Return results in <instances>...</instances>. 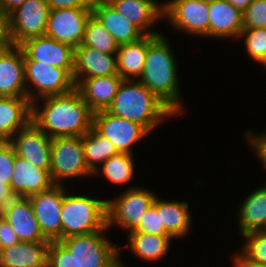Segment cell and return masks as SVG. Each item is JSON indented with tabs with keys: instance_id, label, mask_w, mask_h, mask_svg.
Wrapping results in <instances>:
<instances>
[{
	"instance_id": "obj_47",
	"label": "cell",
	"mask_w": 266,
	"mask_h": 267,
	"mask_svg": "<svg viewBox=\"0 0 266 267\" xmlns=\"http://www.w3.org/2000/svg\"><path fill=\"white\" fill-rule=\"evenodd\" d=\"M89 1L92 5H94L97 3H105V2H108L109 0H89Z\"/></svg>"
},
{
	"instance_id": "obj_33",
	"label": "cell",
	"mask_w": 266,
	"mask_h": 267,
	"mask_svg": "<svg viewBox=\"0 0 266 267\" xmlns=\"http://www.w3.org/2000/svg\"><path fill=\"white\" fill-rule=\"evenodd\" d=\"M240 38H244L248 56L263 64L266 61V28L243 29L238 39Z\"/></svg>"
},
{
	"instance_id": "obj_24",
	"label": "cell",
	"mask_w": 266,
	"mask_h": 267,
	"mask_svg": "<svg viewBox=\"0 0 266 267\" xmlns=\"http://www.w3.org/2000/svg\"><path fill=\"white\" fill-rule=\"evenodd\" d=\"M92 15L109 31L119 46L138 41L145 36L138 27L108 2L94 4Z\"/></svg>"
},
{
	"instance_id": "obj_44",
	"label": "cell",
	"mask_w": 266,
	"mask_h": 267,
	"mask_svg": "<svg viewBox=\"0 0 266 267\" xmlns=\"http://www.w3.org/2000/svg\"><path fill=\"white\" fill-rule=\"evenodd\" d=\"M232 263L233 267H266V265L261 263H255L253 261L247 260L241 253L233 256Z\"/></svg>"
},
{
	"instance_id": "obj_41",
	"label": "cell",
	"mask_w": 266,
	"mask_h": 267,
	"mask_svg": "<svg viewBox=\"0 0 266 267\" xmlns=\"http://www.w3.org/2000/svg\"><path fill=\"white\" fill-rule=\"evenodd\" d=\"M50 9L92 8L89 0H46Z\"/></svg>"
},
{
	"instance_id": "obj_17",
	"label": "cell",
	"mask_w": 266,
	"mask_h": 267,
	"mask_svg": "<svg viewBox=\"0 0 266 267\" xmlns=\"http://www.w3.org/2000/svg\"><path fill=\"white\" fill-rule=\"evenodd\" d=\"M1 215L12 226L20 241L50 242L39 228L29 198L15 197L1 210Z\"/></svg>"
},
{
	"instance_id": "obj_45",
	"label": "cell",
	"mask_w": 266,
	"mask_h": 267,
	"mask_svg": "<svg viewBox=\"0 0 266 267\" xmlns=\"http://www.w3.org/2000/svg\"><path fill=\"white\" fill-rule=\"evenodd\" d=\"M7 44L6 19L0 12V49L4 48Z\"/></svg>"
},
{
	"instance_id": "obj_37",
	"label": "cell",
	"mask_w": 266,
	"mask_h": 267,
	"mask_svg": "<svg viewBox=\"0 0 266 267\" xmlns=\"http://www.w3.org/2000/svg\"><path fill=\"white\" fill-rule=\"evenodd\" d=\"M131 232H142L152 235H170L163 224H161L160 214L152 204L143 214L139 225Z\"/></svg>"
},
{
	"instance_id": "obj_11",
	"label": "cell",
	"mask_w": 266,
	"mask_h": 267,
	"mask_svg": "<svg viewBox=\"0 0 266 267\" xmlns=\"http://www.w3.org/2000/svg\"><path fill=\"white\" fill-rule=\"evenodd\" d=\"M92 127L109 139L118 153H132V146L143 140L149 132L140 124L114 116L106 110L93 113Z\"/></svg>"
},
{
	"instance_id": "obj_7",
	"label": "cell",
	"mask_w": 266,
	"mask_h": 267,
	"mask_svg": "<svg viewBox=\"0 0 266 267\" xmlns=\"http://www.w3.org/2000/svg\"><path fill=\"white\" fill-rule=\"evenodd\" d=\"M50 175L54 185H62L66 178L93 175L86 165L82 136L52 138Z\"/></svg>"
},
{
	"instance_id": "obj_39",
	"label": "cell",
	"mask_w": 266,
	"mask_h": 267,
	"mask_svg": "<svg viewBox=\"0 0 266 267\" xmlns=\"http://www.w3.org/2000/svg\"><path fill=\"white\" fill-rule=\"evenodd\" d=\"M251 133L252 132L245 134L247 135V142L250 143L249 145L252 147L251 149L255 150L258 159L266 169V131L260 135H253V133Z\"/></svg>"
},
{
	"instance_id": "obj_34",
	"label": "cell",
	"mask_w": 266,
	"mask_h": 267,
	"mask_svg": "<svg viewBox=\"0 0 266 267\" xmlns=\"http://www.w3.org/2000/svg\"><path fill=\"white\" fill-rule=\"evenodd\" d=\"M242 255L250 261L266 265V230L254 231L243 235Z\"/></svg>"
},
{
	"instance_id": "obj_30",
	"label": "cell",
	"mask_w": 266,
	"mask_h": 267,
	"mask_svg": "<svg viewBox=\"0 0 266 267\" xmlns=\"http://www.w3.org/2000/svg\"><path fill=\"white\" fill-rule=\"evenodd\" d=\"M82 143L86 165L93 174L100 167L99 163H104L118 153L110 140L99 134L93 127L82 136Z\"/></svg>"
},
{
	"instance_id": "obj_36",
	"label": "cell",
	"mask_w": 266,
	"mask_h": 267,
	"mask_svg": "<svg viewBox=\"0 0 266 267\" xmlns=\"http://www.w3.org/2000/svg\"><path fill=\"white\" fill-rule=\"evenodd\" d=\"M47 265L49 267H78L74 256L59 241L49 243Z\"/></svg>"
},
{
	"instance_id": "obj_20",
	"label": "cell",
	"mask_w": 266,
	"mask_h": 267,
	"mask_svg": "<svg viewBox=\"0 0 266 267\" xmlns=\"http://www.w3.org/2000/svg\"><path fill=\"white\" fill-rule=\"evenodd\" d=\"M108 3L145 35H159L153 24L163 19L164 4L156 0H109Z\"/></svg>"
},
{
	"instance_id": "obj_4",
	"label": "cell",
	"mask_w": 266,
	"mask_h": 267,
	"mask_svg": "<svg viewBox=\"0 0 266 267\" xmlns=\"http://www.w3.org/2000/svg\"><path fill=\"white\" fill-rule=\"evenodd\" d=\"M63 184L61 239L75 235L107 231L106 200L66 193Z\"/></svg>"
},
{
	"instance_id": "obj_42",
	"label": "cell",
	"mask_w": 266,
	"mask_h": 267,
	"mask_svg": "<svg viewBox=\"0 0 266 267\" xmlns=\"http://www.w3.org/2000/svg\"><path fill=\"white\" fill-rule=\"evenodd\" d=\"M16 196L13 194L10 185L0 183V211L4 209Z\"/></svg>"
},
{
	"instance_id": "obj_35",
	"label": "cell",
	"mask_w": 266,
	"mask_h": 267,
	"mask_svg": "<svg viewBox=\"0 0 266 267\" xmlns=\"http://www.w3.org/2000/svg\"><path fill=\"white\" fill-rule=\"evenodd\" d=\"M243 13V29L266 28V0H253Z\"/></svg>"
},
{
	"instance_id": "obj_43",
	"label": "cell",
	"mask_w": 266,
	"mask_h": 267,
	"mask_svg": "<svg viewBox=\"0 0 266 267\" xmlns=\"http://www.w3.org/2000/svg\"><path fill=\"white\" fill-rule=\"evenodd\" d=\"M26 0H0V12L6 18Z\"/></svg>"
},
{
	"instance_id": "obj_26",
	"label": "cell",
	"mask_w": 266,
	"mask_h": 267,
	"mask_svg": "<svg viewBox=\"0 0 266 267\" xmlns=\"http://www.w3.org/2000/svg\"><path fill=\"white\" fill-rule=\"evenodd\" d=\"M158 35H145L140 40L120 45L117 50V70L122 79H139L144 68L148 45Z\"/></svg>"
},
{
	"instance_id": "obj_15",
	"label": "cell",
	"mask_w": 266,
	"mask_h": 267,
	"mask_svg": "<svg viewBox=\"0 0 266 267\" xmlns=\"http://www.w3.org/2000/svg\"><path fill=\"white\" fill-rule=\"evenodd\" d=\"M0 94L2 97H27L24 52L7 44L0 49Z\"/></svg>"
},
{
	"instance_id": "obj_32",
	"label": "cell",
	"mask_w": 266,
	"mask_h": 267,
	"mask_svg": "<svg viewBox=\"0 0 266 267\" xmlns=\"http://www.w3.org/2000/svg\"><path fill=\"white\" fill-rule=\"evenodd\" d=\"M80 46H89L101 53L116 54L119 45L109 31L93 15L87 22Z\"/></svg>"
},
{
	"instance_id": "obj_14",
	"label": "cell",
	"mask_w": 266,
	"mask_h": 267,
	"mask_svg": "<svg viewBox=\"0 0 266 267\" xmlns=\"http://www.w3.org/2000/svg\"><path fill=\"white\" fill-rule=\"evenodd\" d=\"M16 155L40 169H50L52 139L32 121L20 129L9 141Z\"/></svg>"
},
{
	"instance_id": "obj_9",
	"label": "cell",
	"mask_w": 266,
	"mask_h": 267,
	"mask_svg": "<svg viewBox=\"0 0 266 267\" xmlns=\"http://www.w3.org/2000/svg\"><path fill=\"white\" fill-rule=\"evenodd\" d=\"M156 194L137 186L126 189L114 200H106L107 228L114 224L133 231L140 223L145 211L153 204Z\"/></svg>"
},
{
	"instance_id": "obj_10",
	"label": "cell",
	"mask_w": 266,
	"mask_h": 267,
	"mask_svg": "<svg viewBox=\"0 0 266 267\" xmlns=\"http://www.w3.org/2000/svg\"><path fill=\"white\" fill-rule=\"evenodd\" d=\"M163 4V18L172 27L193 36L209 37V0H169Z\"/></svg>"
},
{
	"instance_id": "obj_19",
	"label": "cell",
	"mask_w": 266,
	"mask_h": 267,
	"mask_svg": "<svg viewBox=\"0 0 266 267\" xmlns=\"http://www.w3.org/2000/svg\"><path fill=\"white\" fill-rule=\"evenodd\" d=\"M110 75H119L116 54L101 53L89 46L74 49L73 80Z\"/></svg>"
},
{
	"instance_id": "obj_46",
	"label": "cell",
	"mask_w": 266,
	"mask_h": 267,
	"mask_svg": "<svg viewBox=\"0 0 266 267\" xmlns=\"http://www.w3.org/2000/svg\"><path fill=\"white\" fill-rule=\"evenodd\" d=\"M230 4H232L235 8L239 9L243 12L253 0H227Z\"/></svg>"
},
{
	"instance_id": "obj_21",
	"label": "cell",
	"mask_w": 266,
	"mask_h": 267,
	"mask_svg": "<svg viewBox=\"0 0 266 267\" xmlns=\"http://www.w3.org/2000/svg\"><path fill=\"white\" fill-rule=\"evenodd\" d=\"M122 80L120 75H110L74 80V83L90 110L95 113L107 110L118 92Z\"/></svg>"
},
{
	"instance_id": "obj_12",
	"label": "cell",
	"mask_w": 266,
	"mask_h": 267,
	"mask_svg": "<svg viewBox=\"0 0 266 267\" xmlns=\"http://www.w3.org/2000/svg\"><path fill=\"white\" fill-rule=\"evenodd\" d=\"M92 8L50 9L45 35L74 49L82 44Z\"/></svg>"
},
{
	"instance_id": "obj_1",
	"label": "cell",
	"mask_w": 266,
	"mask_h": 267,
	"mask_svg": "<svg viewBox=\"0 0 266 267\" xmlns=\"http://www.w3.org/2000/svg\"><path fill=\"white\" fill-rule=\"evenodd\" d=\"M41 99V108L37 101L32 103L31 121L51 139L83 136L92 128L93 112L76 88Z\"/></svg>"
},
{
	"instance_id": "obj_13",
	"label": "cell",
	"mask_w": 266,
	"mask_h": 267,
	"mask_svg": "<svg viewBox=\"0 0 266 267\" xmlns=\"http://www.w3.org/2000/svg\"><path fill=\"white\" fill-rule=\"evenodd\" d=\"M28 198L43 236L50 242L60 241L63 185H53L50 189Z\"/></svg>"
},
{
	"instance_id": "obj_23",
	"label": "cell",
	"mask_w": 266,
	"mask_h": 267,
	"mask_svg": "<svg viewBox=\"0 0 266 267\" xmlns=\"http://www.w3.org/2000/svg\"><path fill=\"white\" fill-rule=\"evenodd\" d=\"M32 117V103L27 97H2L0 99V142L10 141L25 128Z\"/></svg>"
},
{
	"instance_id": "obj_18",
	"label": "cell",
	"mask_w": 266,
	"mask_h": 267,
	"mask_svg": "<svg viewBox=\"0 0 266 267\" xmlns=\"http://www.w3.org/2000/svg\"><path fill=\"white\" fill-rule=\"evenodd\" d=\"M54 185L50 169H40L26 159L15 156L10 187L16 197H30Z\"/></svg>"
},
{
	"instance_id": "obj_16",
	"label": "cell",
	"mask_w": 266,
	"mask_h": 267,
	"mask_svg": "<svg viewBox=\"0 0 266 267\" xmlns=\"http://www.w3.org/2000/svg\"><path fill=\"white\" fill-rule=\"evenodd\" d=\"M20 47L32 61L62 69L74 67V48L46 35L28 39Z\"/></svg>"
},
{
	"instance_id": "obj_6",
	"label": "cell",
	"mask_w": 266,
	"mask_h": 267,
	"mask_svg": "<svg viewBox=\"0 0 266 267\" xmlns=\"http://www.w3.org/2000/svg\"><path fill=\"white\" fill-rule=\"evenodd\" d=\"M24 66L27 98L31 103L40 101V98L68 93L75 88L73 69H62L32 61L25 53Z\"/></svg>"
},
{
	"instance_id": "obj_3",
	"label": "cell",
	"mask_w": 266,
	"mask_h": 267,
	"mask_svg": "<svg viewBox=\"0 0 266 267\" xmlns=\"http://www.w3.org/2000/svg\"><path fill=\"white\" fill-rule=\"evenodd\" d=\"M108 113L134 121L149 133L176 114L139 80L123 79Z\"/></svg>"
},
{
	"instance_id": "obj_48",
	"label": "cell",
	"mask_w": 266,
	"mask_h": 267,
	"mask_svg": "<svg viewBox=\"0 0 266 267\" xmlns=\"http://www.w3.org/2000/svg\"><path fill=\"white\" fill-rule=\"evenodd\" d=\"M264 65L265 69H266V61L262 64V66Z\"/></svg>"
},
{
	"instance_id": "obj_40",
	"label": "cell",
	"mask_w": 266,
	"mask_h": 267,
	"mask_svg": "<svg viewBox=\"0 0 266 267\" xmlns=\"http://www.w3.org/2000/svg\"><path fill=\"white\" fill-rule=\"evenodd\" d=\"M20 240L12 226L3 218H0V250L11 247Z\"/></svg>"
},
{
	"instance_id": "obj_38",
	"label": "cell",
	"mask_w": 266,
	"mask_h": 267,
	"mask_svg": "<svg viewBox=\"0 0 266 267\" xmlns=\"http://www.w3.org/2000/svg\"><path fill=\"white\" fill-rule=\"evenodd\" d=\"M16 152L12 144L0 142V183H11Z\"/></svg>"
},
{
	"instance_id": "obj_8",
	"label": "cell",
	"mask_w": 266,
	"mask_h": 267,
	"mask_svg": "<svg viewBox=\"0 0 266 267\" xmlns=\"http://www.w3.org/2000/svg\"><path fill=\"white\" fill-rule=\"evenodd\" d=\"M49 12L46 0H26L5 18L7 43L20 46L28 39L45 35Z\"/></svg>"
},
{
	"instance_id": "obj_27",
	"label": "cell",
	"mask_w": 266,
	"mask_h": 267,
	"mask_svg": "<svg viewBox=\"0 0 266 267\" xmlns=\"http://www.w3.org/2000/svg\"><path fill=\"white\" fill-rule=\"evenodd\" d=\"M153 205L160 214L161 224L174 239L187 236L192 224L188 202L167 201L156 196Z\"/></svg>"
},
{
	"instance_id": "obj_22",
	"label": "cell",
	"mask_w": 266,
	"mask_h": 267,
	"mask_svg": "<svg viewBox=\"0 0 266 267\" xmlns=\"http://www.w3.org/2000/svg\"><path fill=\"white\" fill-rule=\"evenodd\" d=\"M209 37L237 39L243 30V13L227 0H209Z\"/></svg>"
},
{
	"instance_id": "obj_25",
	"label": "cell",
	"mask_w": 266,
	"mask_h": 267,
	"mask_svg": "<svg viewBox=\"0 0 266 267\" xmlns=\"http://www.w3.org/2000/svg\"><path fill=\"white\" fill-rule=\"evenodd\" d=\"M50 242L19 241L0 250V267H44Z\"/></svg>"
},
{
	"instance_id": "obj_5",
	"label": "cell",
	"mask_w": 266,
	"mask_h": 267,
	"mask_svg": "<svg viewBox=\"0 0 266 267\" xmlns=\"http://www.w3.org/2000/svg\"><path fill=\"white\" fill-rule=\"evenodd\" d=\"M104 231L75 235L59 242L74 256L78 267H125L120 247L106 239Z\"/></svg>"
},
{
	"instance_id": "obj_28",
	"label": "cell",
	"mask_w": 266,
	"mask_h": 267,
	"mask_svg": "<svg viewBox=\"0 0 266 267\" xmlns=\"http://www.w3.org/2000/svg\"><path fill=\"white\" fill-rule=\"evenodd\" d=\"M248 195L238 209L240 235L266 230V184Z\"/></svg>"
},
{
	"instance_id": "obj_2",
	"label": "cell",
	"mask_w": 266,
	"mask_h": 267,
	"mask_svg": "<svg viewBox=\"0 0 266 267\" xmlns=\"http://www.w3.org/2000/svg\"><path fill=\"white\" fill-rule=\"evenodd\" d=\"M170 43L159 34L149 45L143 72L138 79L176 115L183 111L177 61Z\"/></svg>"
},
{
	"instance_id": "obj_29",
	"label": "cell",
	"mask_w": 266,
	"mask_h": 267,
	"mask_svg": "<svg viewBox=\"0 0 266 267\" xmlns=\"http://www.w3.org/2000/svg\"><path fill=\"white\" fill-rule=\"evenodd\" d=\"M128 236L127 248L129 247L137 258L148 262H156L166 256L173 239L171 235H152L142 232H129Z\"/></svg>"
},
{
	"instance_id": "obj_31",
	"label": "cell",
	"mask_w": 266,
	"mask_h": 267,
	"mask_svg": "<svg viewBox=\"0 0 266 267\" xmlns=\"http://www.w3.org/2000/svg\"><path fill=\"white\" fill-rule=\"evenodd\" d=\"M133 155L127 153H117L108 158L94 172L93 176L103 174L104 178L114 184H125L133 179L134 161Z\"/></svg>"
}]
</instances>
